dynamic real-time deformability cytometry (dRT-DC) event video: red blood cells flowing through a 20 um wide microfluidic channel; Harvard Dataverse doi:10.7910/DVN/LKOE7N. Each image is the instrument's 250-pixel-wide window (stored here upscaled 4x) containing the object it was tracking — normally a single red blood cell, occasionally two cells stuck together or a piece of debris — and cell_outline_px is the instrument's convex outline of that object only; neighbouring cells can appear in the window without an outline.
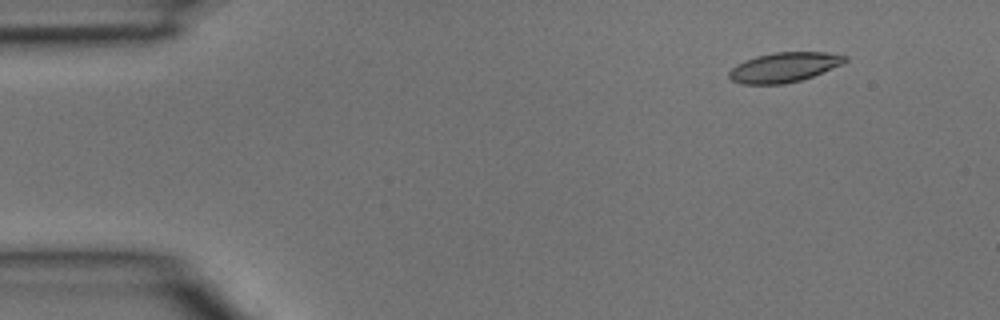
{"species": "common noctule bat (a hibernating species)", "species_latin": "Nyctalus noctula", "temperature_condition": "room temperature", "stored_images_in_passage": 4, "camera_frame_rate_fps": 3000, "um_per_image_px": 0.085, "animal": {"sex": "male", "body_mass_g": 15.6}, "frame": {"image": 1, "passage_image": 2, "time_ms": 0.333, "image_size_px": [1000, 320], "cell_outline_px": [[848, 60], [840, 64], [812, 76], [800, 80], [784, 84], [744, 84], [732, 80], [728, 76], [728, 72], [736, 64], [744, 60], [756, 56], [772, 52], [824, 52], [848, 56]], "centroid_in_image_um": [66.6, 5.71], "position_along_channel_um": 18.4, "area_um2": 19.94}}
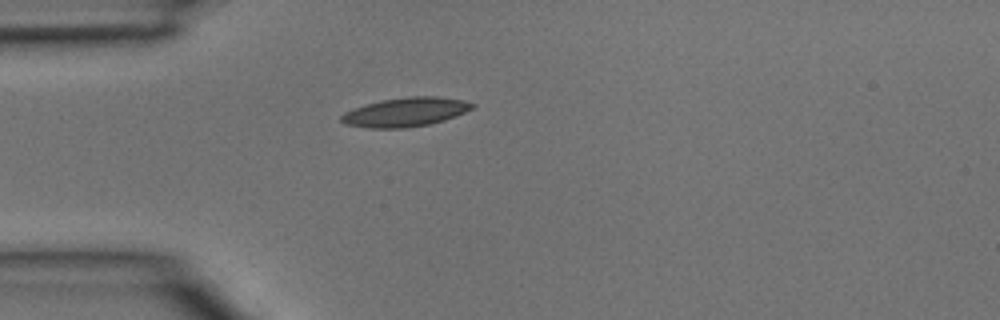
{"frame": {"image": 2, "passage_image": 4, "time_ms": 1.0, "image_size_px": [1000, 320], "cell_outline_px": [[476, 104], [472, 108], [456, 116], [444, 120], [428, 124], [404, 128], [372, 128], [344, 124], [340, 120], [340, 116], [344, 112], [352, 108], [380, 100], [408, 96], [436, 96], [460, 100]], "centroid_in_image_um": [34.41, 9.52], "position_along_channel_um": 50.6, "area_um2": 22.08}}